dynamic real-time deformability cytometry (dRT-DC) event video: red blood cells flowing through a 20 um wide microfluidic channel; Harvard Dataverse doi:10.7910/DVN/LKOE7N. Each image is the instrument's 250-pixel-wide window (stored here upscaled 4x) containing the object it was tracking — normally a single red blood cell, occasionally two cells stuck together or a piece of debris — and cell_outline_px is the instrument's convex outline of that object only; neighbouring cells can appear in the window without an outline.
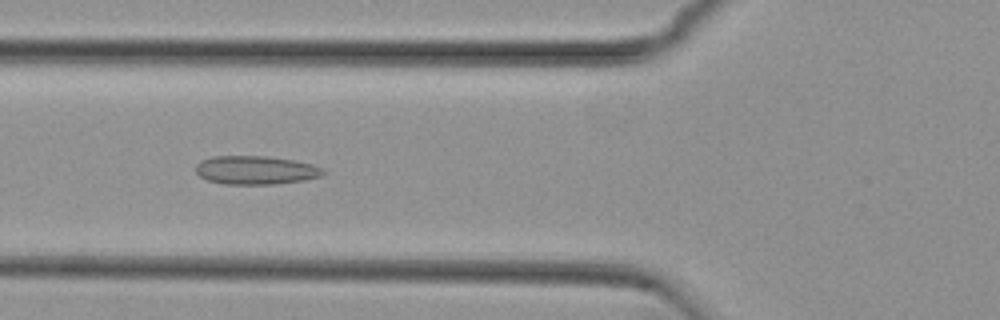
{"species": "common noctule bat (a hibernating species)", "species_latin": "Nyctalus noctula", "temperature_condition": "cold", "stored_images_in_passage": 45, "camera_frame_rate_fps": 3000, "um_per_image_px": 0.085, "animal": {"sex": "female", "body_mass_g": 29.2, "forearm_length_mm": 56.3}, "frame": {"image": 1, "passage_image": 11, "time_ms": 3.333, "image_size_px": [1000, 320], "cell_outline_px": [[328, 172], [320, 176], [304, 180], [276, 184], [224, 184], [208, 180], [200, 176], [196, 172], [196, 164], [200, 160], [212, 156], [264, 156], [292, 160], [312, 164], [324, 168]], "centroid_in_image_um": [21.74, 14.46], "position_along_channel_um": 104.1, "area_um2": 21.27}}
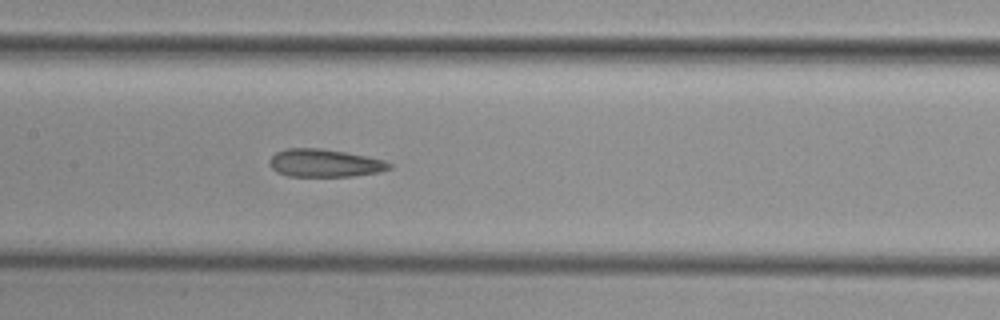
{"frame": {"image": 2, "passage_image": 17, "time_ms": 5.333, "image_size_px": [1000, 320], "cell_outline_px": [[392, 168], [380, 172], [352, 176], [288, 176], [276, 172], [268, 164], [268, 160], [276, 152], [288, 148], [320, 148], [344, 152], [384, 160], [392, 164]], "centroid_in_image_um": [27.57, 13.86], "position_along_channel_um": 179.8, "area_um2": 19.42}}
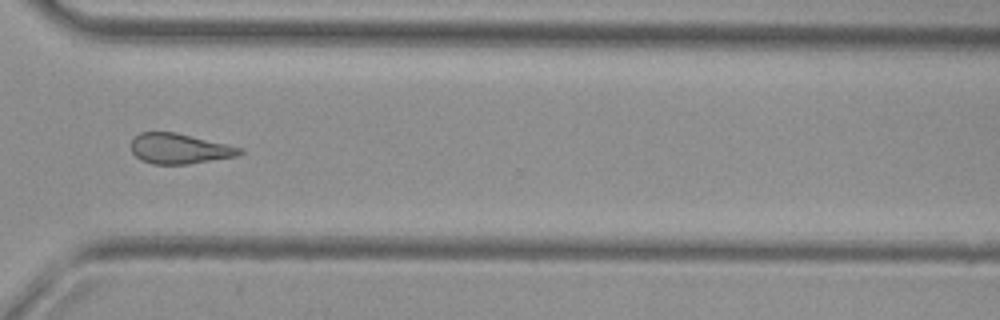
{"frame": {"image": 3, "passage_image": 31, "time_ms": 10.0, "image_size_px": [1000, 320], "cell_outline_px": [[244, 152], [236, 156], [188, 164], [152, 164], [140, 160], [132, 152], [132, 136], [140, 132], [176, 132], [228, 144], [244, 148]], "centroid_in_image_um": [15.25, 12.63], "position_along_channel_um": 355.4, "area_um2": 19.31}, "authors_computed_cell_mechanics": {"area_um2": 19.8832, "velocity_mm_per_s": 3.7648, "shape_relaxation_time_tau1_ms": null, "shape_relaxation_time_tau2_ms": 3.6851, "deformation_change_tau1": null, "deformation_change_tau2": 0.1241}}